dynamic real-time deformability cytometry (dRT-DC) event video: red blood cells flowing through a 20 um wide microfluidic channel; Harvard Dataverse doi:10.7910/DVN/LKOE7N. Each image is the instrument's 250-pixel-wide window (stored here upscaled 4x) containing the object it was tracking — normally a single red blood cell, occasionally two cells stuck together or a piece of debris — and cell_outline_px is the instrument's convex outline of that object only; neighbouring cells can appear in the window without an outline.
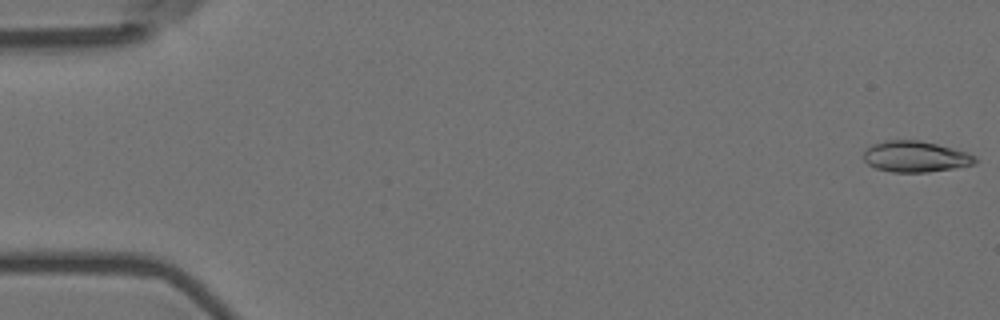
{"species": "Egyptian fruit bat (a non-hibernating species)", "species_latin": "Rousettus aegyptiacus", "temperature_condition": "room temperature", "stored_images_in_passage": 56, "camera_frame_rate_fps": 3000, "um_per_image_px": 0.085, "animal": {"sex": "female"}, "frame": {"image": 1, "passage_image": 1, "time_ms": 0.0, "image_size_px": [1000, 320], "cell_outline_px": [[980, 160], [976, 164], [928, 172], [892, 172], [876, 168], [868, 164], [864, 160], [864, 152], [872, 144], [884, 140], [920, 140], [968, 152], [976, 156]], "centroid_in_image_um": [77.85, 13.31], "position_along_channel_um": 7.2, "area_um2": 20.23}}
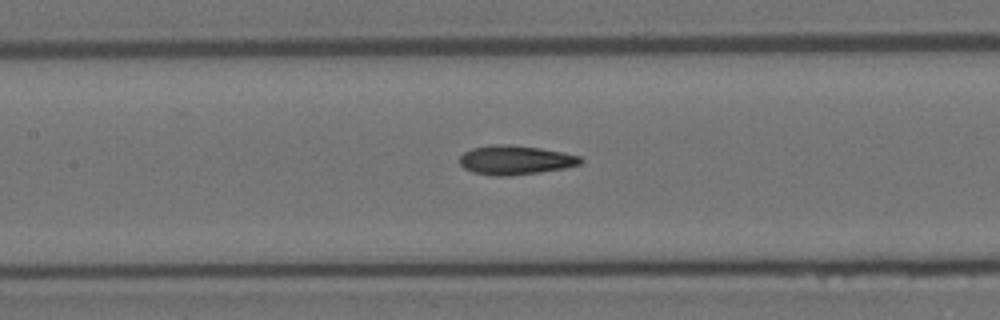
{"frame": {"image": 2, "passage_image": 26, "time_ms": 8.333, "image_size_px": [1000, 320], "cell_outline_px": [[584, 160], [580, 164], [564, 168], [540, 172], [508, 176], [492, 176], [472, 172], [464, 168], [460, 164], [460, 156], [464, 152], [472, 148], [496, 144], [508, 144], [540, 148], [580, 156]], "centroid_in_image_um": [43.78, 13.61], "position_along_channel_um": 163.6, "area_um2": 20.52}}
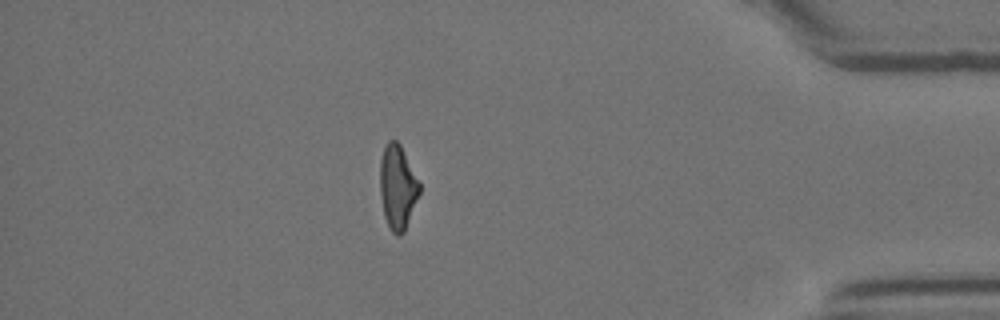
{"frame": {"image": 3, "passage_image": 49, "time_ms": 16.0, "image_size_px": [1000, 320], "cell_outline_px": [[420, 192], [404, 232], [400, 236], [396, 236], [388, 228], [384, 216], [380, 196], [380, 160], [384, 148], [388, 140], [396, 140], [400, 144], [420, 184]], "centroid_in_image_um": [33.78, 15.93], "position_along_channel_um": 401.4, "area_um2": 19.36}, "authors_computed_cell_mechanics": {"area_um2": 19.9988, "velocity_mm_per_s": 3.6254, "shape_relaxation_time_tau1_ms": 9.0841, "shape_relaxation_time_tau2_ms": 2.5871, "deformation_change_tau1": 0.2335, "deformation_change_tau2": 0.1081}}